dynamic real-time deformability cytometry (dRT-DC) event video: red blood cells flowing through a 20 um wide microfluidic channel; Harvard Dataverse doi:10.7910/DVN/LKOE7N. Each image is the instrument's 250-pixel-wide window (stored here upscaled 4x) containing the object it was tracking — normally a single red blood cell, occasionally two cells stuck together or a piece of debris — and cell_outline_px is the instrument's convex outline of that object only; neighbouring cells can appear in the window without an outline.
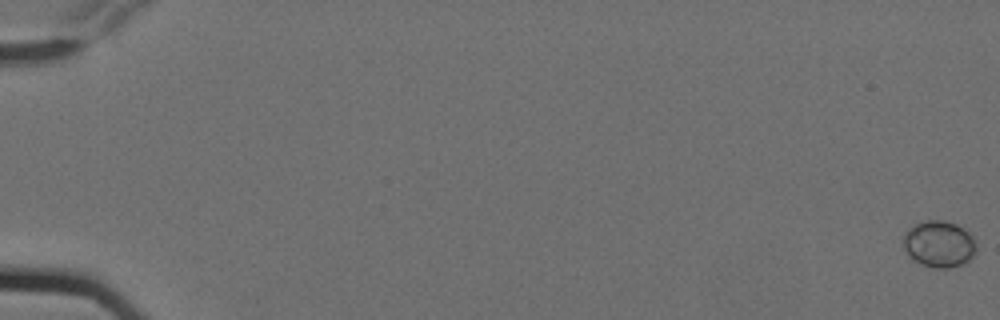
{"species": "Egyptian fruit bat (a non-hibernating species)", "species_latin": "Rousettus aegyptiacus", "temperature_condition": "cold", "stored_images_in_passage": 7, "camera_frame_rate_fps": 3000, "um_per_image_px": 0.085, "animal": {"sex": "female"}, "frame": {"image": 1, "passage_image": 1, "time_ms": 0.0, "image_size_px": [1000, 320], "cell_outline_px": [[976, 252], [968, 260], [960, 264], [948, 268], [932, 268], [920, 264], [912, 260], [908, 256], [904, 248], [904, 232], [908, 228], [916, 224], [928, 220], [944, 220], [956, 224], [968, 232], [976, 240]], "centroid_in_image_um": [79.8, 20.75], "position_along_channel_um": 5.2, "area_um2": 19.88}}
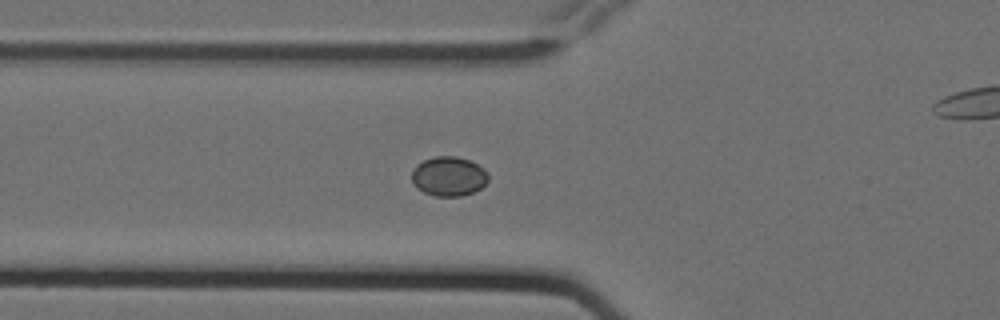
{"frame": {"image": 2, "passage_image": 6, "time_ms": 1.667, "image_size_px": [1000, 320], "cell_outline_px": [[488, 180], [480, 188], [472, 192], [460, 196], [436, 196], [424, 192], [416, 188], [412, 180], [412, 172], [424, 160], [436, 156], [456, 156], [472, 160], [484, 168], [488, 172]], "centroid_in_image_um": [38.18, 14.98], "position_along_channel_um": 87.6, "area_um2": 17.51}}